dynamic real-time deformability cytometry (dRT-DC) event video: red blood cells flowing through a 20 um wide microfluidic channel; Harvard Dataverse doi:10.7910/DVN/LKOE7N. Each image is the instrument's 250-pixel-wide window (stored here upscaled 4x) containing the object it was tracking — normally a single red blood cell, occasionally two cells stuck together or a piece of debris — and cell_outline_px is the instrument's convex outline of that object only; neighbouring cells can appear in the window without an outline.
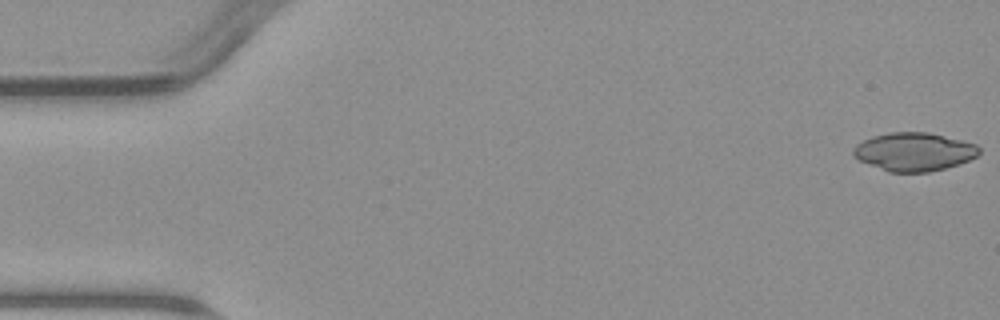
{"species": "common noctule bat (a hibernating species)", "species_latin": "Nyctalus noctula", "temperature_condition": "warm", "stored_images_in_passage": 5, "camera_frame_rate_fps": 3000, "um_per_image_px": 0.085, "animal": {"sex": "male", "body_mass_g": 23.1, "forearm_length_mm": 52.7}, "frame": {"image": 1, "passage_image": 1, "time_ms": 0.0, "image_size_px": [1000, 320], "cell_outline_px": [[980, 152], [976, 156], [960, 164], [928, 172], [888, 172], [860, 160], [852, 156], [852, 148], [856, 144], [872, 136], [888, 132], [928, 132], [976, 144], [980, 148]], "centroid_in_image_um": [77.67, 12.9], "position_along_channel_um": 7.3, "area_um2": 28.09}}